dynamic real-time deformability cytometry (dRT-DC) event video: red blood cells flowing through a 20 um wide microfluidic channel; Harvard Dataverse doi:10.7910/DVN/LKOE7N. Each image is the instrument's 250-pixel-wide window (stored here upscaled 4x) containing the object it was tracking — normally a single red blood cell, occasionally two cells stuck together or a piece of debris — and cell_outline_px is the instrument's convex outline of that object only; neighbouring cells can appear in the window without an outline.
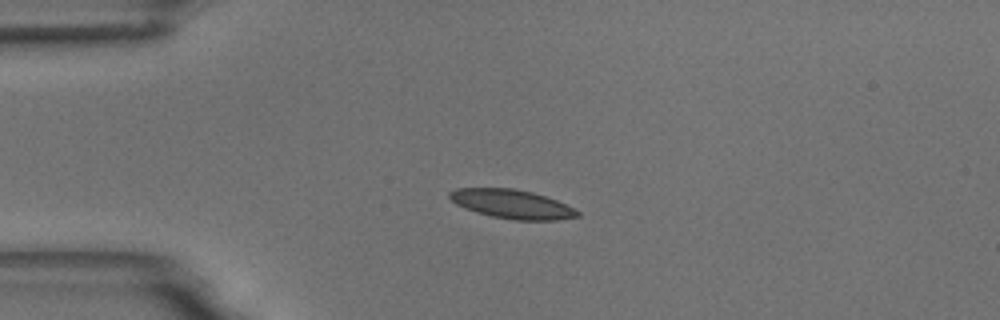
{"species": "common noctule bat (a hibernating species)", "species_latin": "Nyctalus noctula", "temperature_condition": "room temperature", "stored_images_in_passage": 44, "camera_frame_rate_fps": 3000, "um_per_image_px": 0.085, "animal": {"sex": "male", "body_mass_g": 18.8}, "frame": {"image": 1, "passage_image": 1, "time_ms": 0.0, "image_size_px": [1000, 320], "cell_outline_px": [[580, 216], [556, 220], [516, 220], [492, 216], [476, 212], [464, 208], [456, 204], [448, 196], [448, 192], [456, 188], [512, 188], [532, 192], [556, 200], [580, 212]], "centroid_in_image_um": [43.48, 17.34], "position_along_channel_um": 41.5, "area_um2": 21.39}}
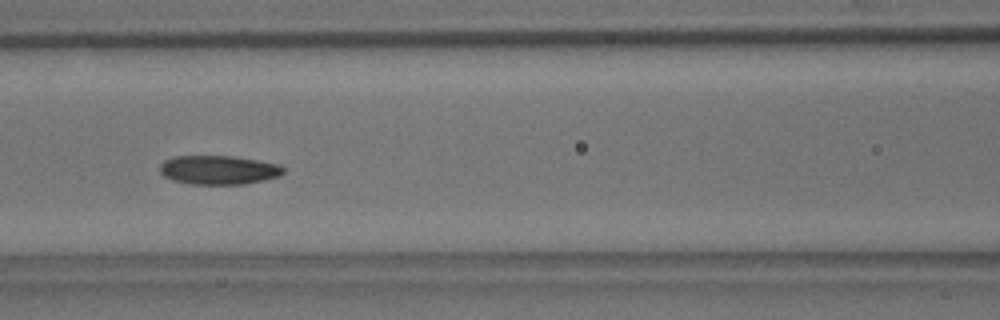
{"frame": {"image": 2, "passage_image": 12, "time_ms": 3.667, "image_size_px": [1000, 320], "cell_outline_px": [[284, 172], [280, 176], [264, 180], [244, 184], [188, 184], [172, 180], [164, 176], [160, 172], [160, 164], [164, 160], [172, 156], [232, 156], [280, 164], [284, 168]], "centroid_in_image_um": [18.57, 14.44], "position_along_channel_um": 148.0, "area_um2": 20.98}}
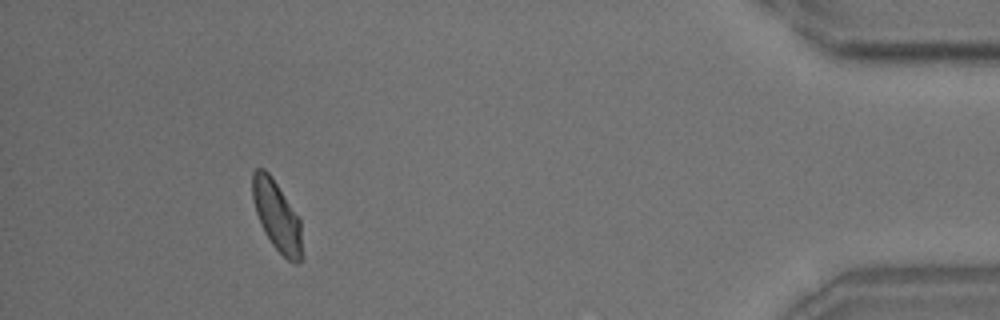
{"frame": {"image": 3, "passage_image": 39, "time_ms": 12.667, "image_size_px": [1000, 320], "cell_outline_px": [[304, 256], [296, 264], [292, 264], [272, 244], [264, 232], [260, 224], [252, 200], [252, 172], [256, 168], [264, 168], [272, 176], [300, 220]], "centroid_in_image_um": [23.54, 18.37], "position_along_channel_um": 411.7, "area_um2": 20.46}, "authors_computed_cell_mechanics": {"area_um2": 20.808, "velocity_mm_per_s": 3.5832, "shape_relaxation_time_tau1_ms": 5.4076, "shape_relaxation_time_tau2_ms": 2.7761, "deformation_change_tau1": 0.1105, "deformation_change_tau2": 0.0645}}